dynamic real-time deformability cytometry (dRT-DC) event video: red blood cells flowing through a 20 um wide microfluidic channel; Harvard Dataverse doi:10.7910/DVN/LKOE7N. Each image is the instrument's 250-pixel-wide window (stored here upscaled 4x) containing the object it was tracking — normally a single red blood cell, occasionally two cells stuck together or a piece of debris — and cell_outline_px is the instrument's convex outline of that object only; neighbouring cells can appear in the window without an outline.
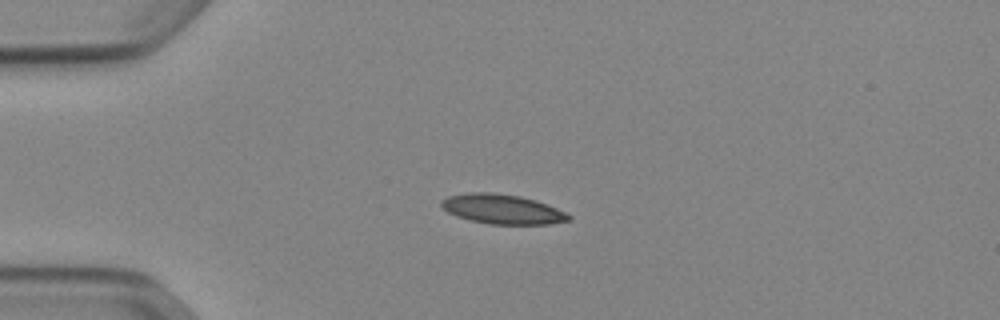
{"species": "Egyptian fruit bat (a non-hibernating species)", "species_latin": "Rousettus aegyptiacus", "temperature_condition": "cold", "stored_images_in_passage": 40, "camera_frame_rate_fps": 3000, "um_per_image_px": 0.085, "animal": {"sex": "female"}, "frame": {"image": 1, "passage_image": 1, "time_ms": 0.0, "image_size_px": [1000, 320], "cell_outline_px": [[572, 216], [568, 220], [548, 224], [488, 224], [468, 220], [456, 216], [448, 212], [440, 204], [440, 200], [448, 196], [468, 192], [492, 192], [520, 196], [536, 200], [548, 204]], "centroid_in_image_um": [42.66, 17.77], "position_along_channel_um": 42.3, "area_um2": 22.02}}
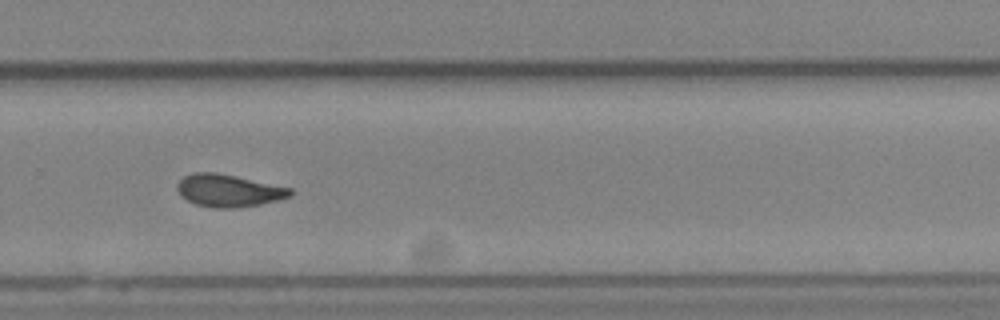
{"frame": {"image": 2, "passage_image": 24, "time_ms": 7.667, "image_size_px": [1000, 320], "cell_outline_px": [[292, 196], [260, 204], [236, 208], [212, 208], [196, 204], [188, 200], [176, 188], [180, 180], [184, 176], [192, 172], [216, 172], [292, 188]], "centroid_in_image_um": [19.44, 16.2], "position_along_channel_um": 310.4, "area_um2": 21.15}}
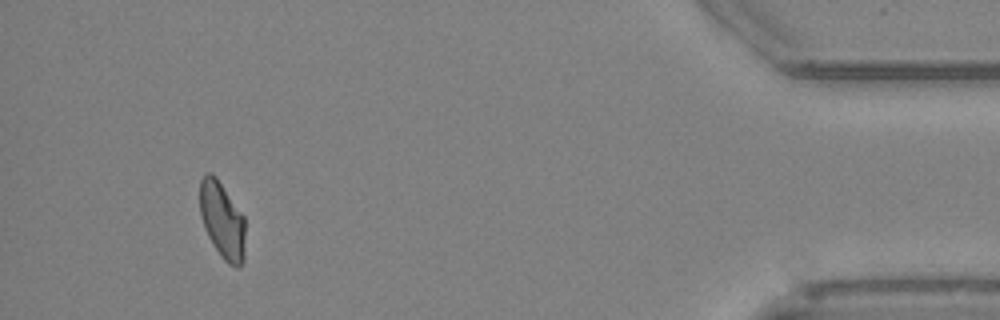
{"frame": {"image": 3, "passage_image": 37, "time_ms": 12.0, "image_size_px": [1000, 320], "cell_outline_px": [[244, 260], [236, 268], [228, 264], [220, 256], [212, 244], [204, 228], [200, 216], [200, 180], [208, 172], [212, 172], [216, 176], [244, 216]], "centroid_in_image_um": [18.87, 18.73], "position_along_channel_um": 416.3, "area_um2": 20.35}, "authors_computed_cell_mechanics": {"area_um2": 21.1837, "velocity_mm_per_s": 3.8806, "shape_relaxation_time_tau1_ms": 8.7174, "shape_relaxation_time_tau2_ms": 2.8461, "deformation_change_tau1": 0.188, "deformation_change_tau2": 0.0731}}